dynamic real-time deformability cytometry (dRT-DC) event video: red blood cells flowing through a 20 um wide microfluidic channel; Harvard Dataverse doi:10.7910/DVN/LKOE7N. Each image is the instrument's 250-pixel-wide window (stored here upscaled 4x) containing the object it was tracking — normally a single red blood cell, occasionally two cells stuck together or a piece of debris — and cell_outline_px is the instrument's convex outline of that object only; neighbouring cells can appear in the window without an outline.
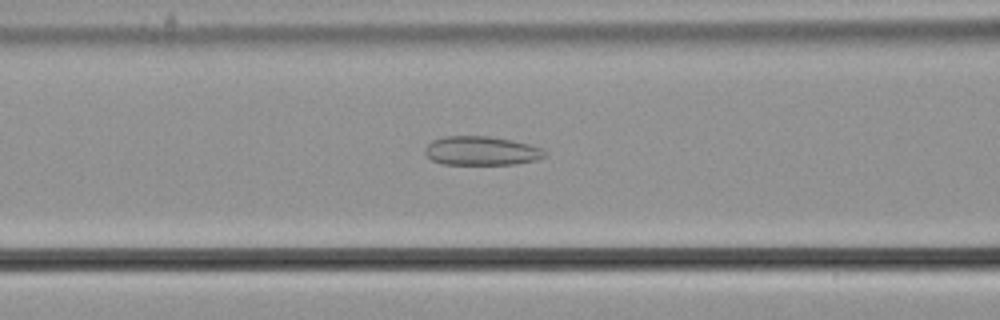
{"species": "common noctule bat (a hibernating species)", "species_latin": "Nyctalus noctula", "temperature_condition": "cold", "stored_images_in_passage": 56, "camera_frame_rate_fps": 3000, "um_per_image_px": 0.085, "animal": {"sex": "male", "body_mass_g": 21.5, "forearm_length_mm": 52.0}, "frame": {"image": 1, "passage_image": 23, "time_ms": 7.333, "image_size_px": [1000, 320], "cell_outline_px": [[548, 156], [536, 160], [516, 164], [440, 164], [432, 160], [424, 152], [424, 148], [432, 140], [444, 136], [488, 136], [512, 140], [528, 144], [540, 148]], "centroid_in_image_um": [40.89, 12.82], "position_along_channel_um": 125.7, "area_um2": 20.23}}
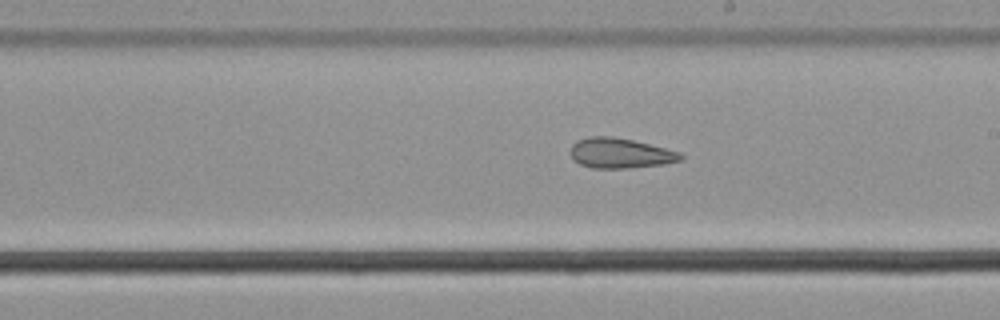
{"frame": {"image": 2, "passage_image": 32, "time_ms": 10.333, "image_size_px": [1000, 320], "cell_outline_px": [[684, 156], [680, 160], [664, 164], [628, 168], [592, 168], [580, 164], [572, 160], [568, 152], [572, 144], [576, 140], [588, 136], [612, 136], [632, 140], [680, 152]], "centroid_in_image_um": [52.64, 13.02], "position_along_channel_um": 236.4, "area_um2": 19.48}}
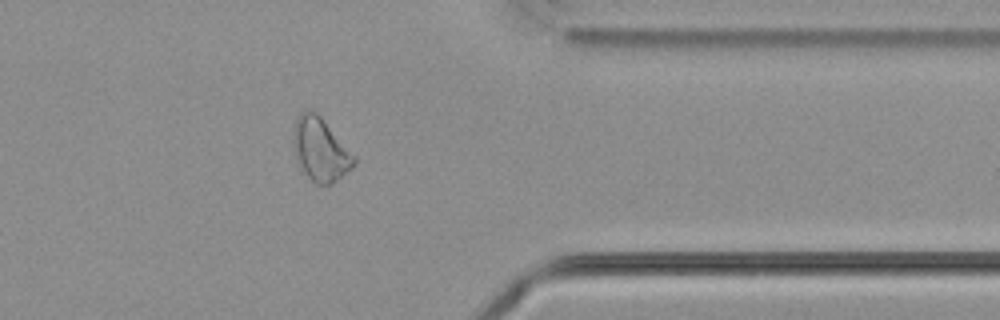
{"frame": {"image": 3, "passage_image": 45, "time_ms": 14.667, "image_size_px": [1000, 320], "cell_outline_px": [[356, 164], [352, 168], [332, 184], [316, 184], [304, 172], [296, 160], [292, 140], [292, 128], [300, 112], [304, 108], [312, 108], [320, 116], [356, 156]], "centroid_in_image_um": [27.21, 12.67], "position_along_channel_um": 384.2, "area_um2": 22.66}, "authors_computed_cell_mechanics": {"area_um2": 23.7558, "velocity_mm_per_s": 3.6949, "shape_relaxation_time_tau1_ms": null, "shape_relaxation_time_tau2_ms": 1.8922, "deformation_change_tau1": null, "deformation_change_tau2": 0.0996}}